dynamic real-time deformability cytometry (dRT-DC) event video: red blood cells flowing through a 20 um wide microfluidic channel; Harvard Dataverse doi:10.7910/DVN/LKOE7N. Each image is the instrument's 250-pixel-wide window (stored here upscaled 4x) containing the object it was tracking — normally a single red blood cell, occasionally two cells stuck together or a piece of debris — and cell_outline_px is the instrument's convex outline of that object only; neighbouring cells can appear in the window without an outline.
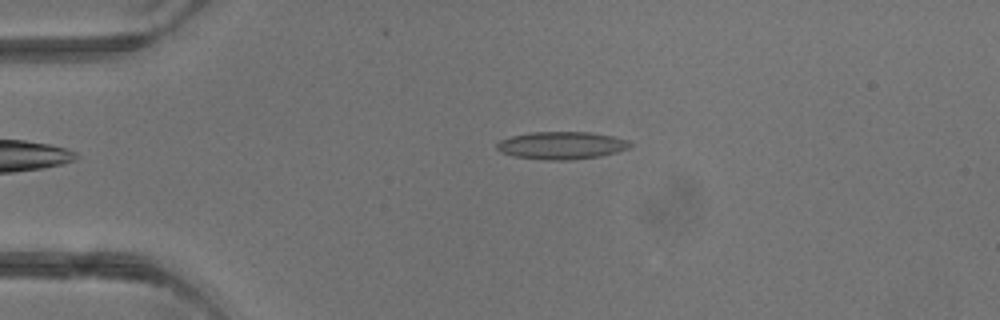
{"species": "common noctule bat (a hibernating species)", "species_latin": "Nyctalus noctula", "temperature_condition": "warm", "stored_images_in_passage": 2, "camera_frame_rate_fps": 3000, "um_per_image_px": 0.085, "animal": {"sex": "male", "body_mass_g": 13.3}, "frame": {"image": 1, "passage_image": 1, "time_ms": 0.0, "image_size_px": [1000, 320], "cell_outline_px": [[632, 144], [628, 148], [616, 152], [600, 156], [572, 160], [548, 160], [512, 156], [500, 152], [496, 148], [496, 144], [500, 140], [512, 136], [532, 132], [592, 132], [612, 136], [628, 140]], "centroid_in_image_um": [47.72, 12.36], "position_along_channel_um": 37.3, "area_um2": 21.44}}
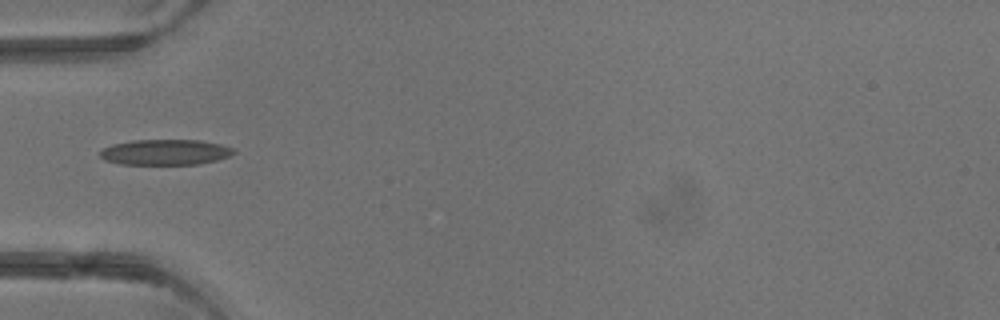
{"frame": {"image": 2, "passage_image": 2, "time_ms": 1.333, "image_size_px": [1000, 320], "cell_outline_px": [[236, 152], [228, 156], [216, 160], [200, 164], [120, 164], [104, 160], [100, 156], [100, 152], [104, 148], [112, 144], [132, 140], [200, 140], [220, 144], [236, 148]], "centroid_in_image_um": [14.06, 12.93], "position_along_channel_um": 70.9, "area_um2": 19.94}}